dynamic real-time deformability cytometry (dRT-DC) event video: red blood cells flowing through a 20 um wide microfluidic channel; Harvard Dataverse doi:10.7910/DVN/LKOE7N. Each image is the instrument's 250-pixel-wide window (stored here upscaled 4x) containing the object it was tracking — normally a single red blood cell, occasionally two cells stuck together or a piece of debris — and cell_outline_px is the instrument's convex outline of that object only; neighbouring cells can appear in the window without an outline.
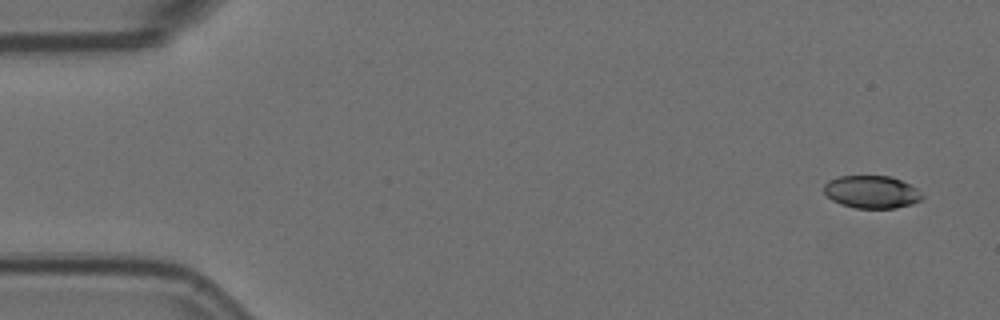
{"species": "Egyptian fruit bat (a non-hibernating species)", "species_latin": "Rousettus aegyptiacus", "temperature_condition": "room temperature", "stored_images_in_passage": 55, "camera_frame_rate_fps": 3000, "um_per_image_px": 0.085, "animal": {"sex": "female"}, "frame": {"image": 1, "passage_image": 1, "time_ms": 0.0, "image_size_px": [1000, 320], "cell_outline_px": [[924, 196], [920, 200], [912, 204], [896, 208], [856, 208], [840, 204], [832, 200], [824, 192], [824, 184], [828, 180], [840, 176], [888, 176], [900, 180], [916, 188]], "centroid_in_image_um": [74.07, 16.32], "position_along_channel_um": 10.9, "area_um2": 18.61}}
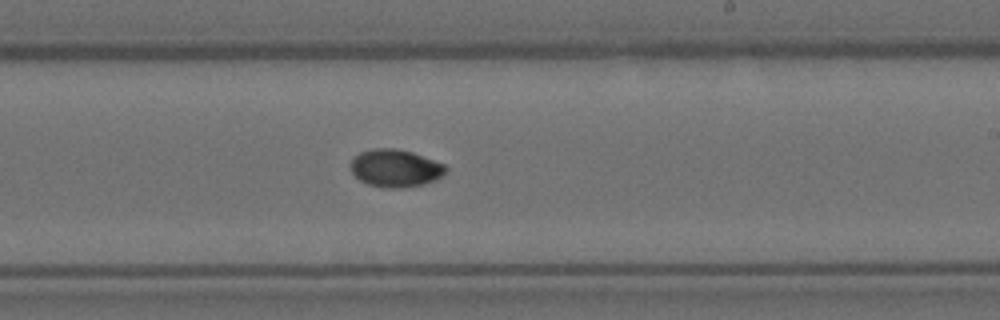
{"frame": {"image": 2, "passage_image": 32, "time_ms": 10.333, "image_size_px": [1000, 320], "cell_outline_px": [[448, 168], [440, 176], [424, 184], [400, 188], [388, 188], [368, 184], [360, 180], [352, 172], [352, 160], [360, 152], [372, 148], [396, 148], [412, 152], [444, 164]], "centroid_in_image_um": [33.6, 14.28], "position_along_channel_um": 255.4, "area_um2": 20.52}}
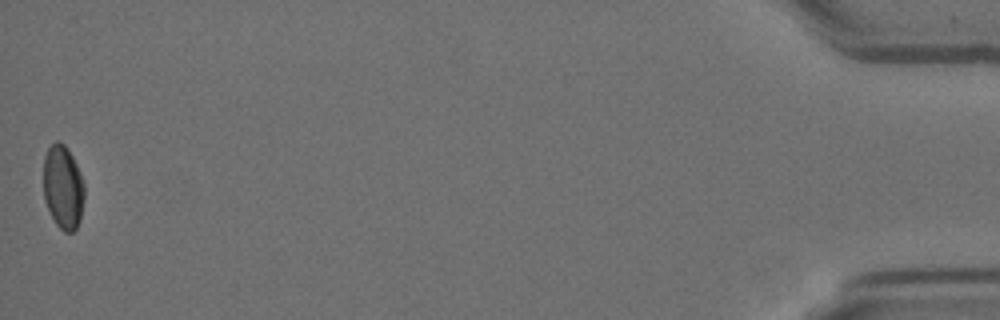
{"frame": {"image": 3, "passage_image": 55, "time_ms": 18.0, "image_size_px": [1000, 320], "cell_outline_px": [[84, 200], [80, 220], [76, 228], [72, 232], [64, 232], [56, 224], [44, 200], [44, 156], [48, 148], [56, 140], [64, 144], [68, 148], [80, 172], [84, 184]], "centroid_in_image_um": [5.36, 15.9], "position_along_channel_um": 429.8, "area_um2": 20.0}, "authors_computed_cell_mechanics": {"area_um2": 20.1144, "velocity_mm_per_s": 3.5648, "shape_relaxation_time_tau1_ms": 4.6351, "shape_relaxation_time_tau2_ms": null, "deformation_change_tau1": 0.1446, "deformation_change_tau2": null}}